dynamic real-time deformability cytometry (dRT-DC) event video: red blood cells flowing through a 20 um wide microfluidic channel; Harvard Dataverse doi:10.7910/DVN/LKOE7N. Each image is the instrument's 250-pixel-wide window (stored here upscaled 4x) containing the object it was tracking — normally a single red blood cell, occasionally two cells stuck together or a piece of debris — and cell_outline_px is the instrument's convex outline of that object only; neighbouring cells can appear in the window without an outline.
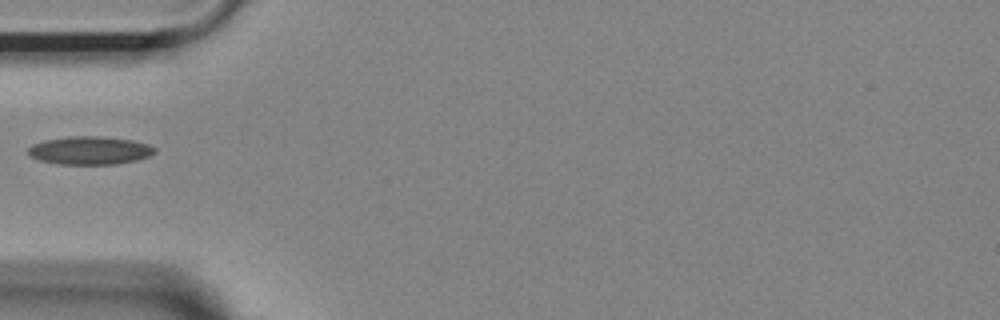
{"species": "Egyptian fruit bat (a non-hibernating species)", "species_latin": "Rousettus aegyptiacus", "temperature_condition": "room temperature", "stored_images_in_passage": 37, "camera_frame_rate_fps": 3000, "um_per_image_px": 0.085, "animal": {"sex": "female"}, "frame": {"image": 1, "passage_image": 1, "time_ms": 0.0, "image_size_px": [1000, 320], "cell_outline_px": [[156, 152], [148, 156], [136, 160], [116, 164], [60, 164], [40, 160], [32, 156], [28, 152], [28, 148], [32, 144], [44, 140], [68, 136], [100, 136], [132, 140], [148, 144], [156, 148]], "centroid_in_image_um": [7.64, 12.78], "position_along_channel_um": 77.4, "area_um2": 20.69}}
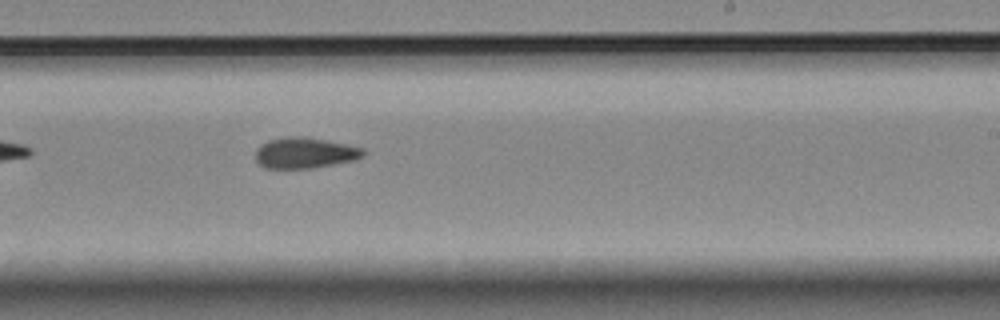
{"frame": {"image": 2, "passage_image": 16, "time_ms": 5.0, "image_size_px": [1000, 320], "cell_outline_px": [[364, 156], [352, 160], [312, 168], [264, 168], [256, 160], [256, 148], [260, 144], [268, 140], [288, 136], [308, 136], [364, 148]], "centroid_in_image_um": [25.88, 12.98], "position_along_channel_um": 263.1, "area_um2": 19.36}}
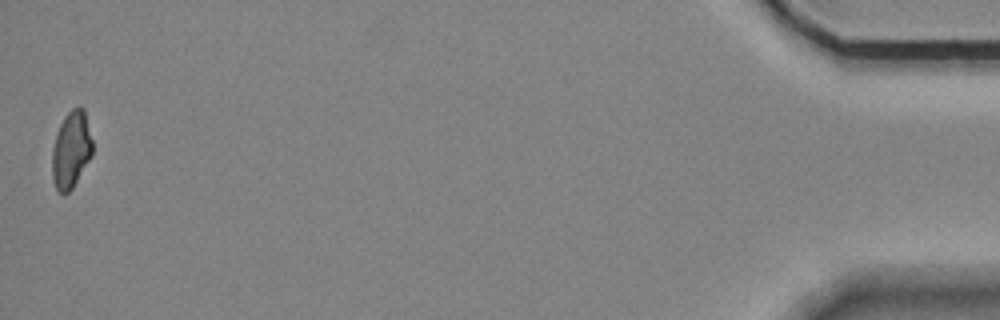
{"frame": {"image": 3, "passage_image": 37, "time_ms": 12.0, "image_size_px": [1000, 320], "cell_outline_px": [[92, 156], [72, 188], [68, 192], [60, 192], [56, 188], [52, 176], [52, 148], [56, 132], [64, 116], [72, 108], [80, 104], [84, 108], [92, 140]], "centroid_in_image_um": [6.05, 12.67], "position_along_channel_um": 429.2, "area_um2": 18.15}}